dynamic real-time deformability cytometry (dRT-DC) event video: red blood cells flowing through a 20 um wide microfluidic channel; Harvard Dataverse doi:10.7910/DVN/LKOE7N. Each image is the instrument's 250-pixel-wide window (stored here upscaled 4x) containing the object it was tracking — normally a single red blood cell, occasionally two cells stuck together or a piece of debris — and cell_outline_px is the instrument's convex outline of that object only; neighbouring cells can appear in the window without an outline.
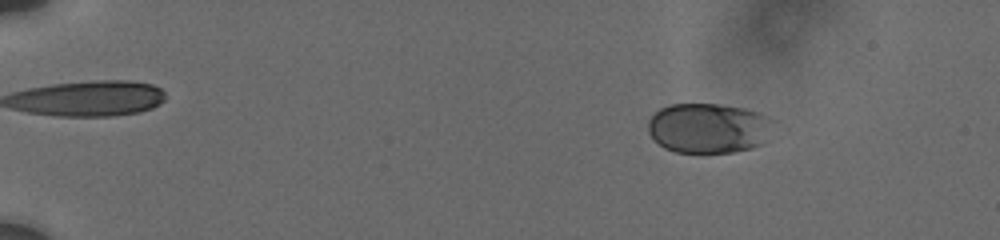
{"species": "human", "species_latin": "Homo sapiens", "temperature_condition": "cold", "stored_images_in_passage": 31, "camera_frame_rate_fps": 3000, "um_per_image_px": 0.085, "donor": {"sex": "male"}, "frame": {"image": 1, "passage_image": 14, "time_ms": 3.0, "image_size_px": [1000, 240], "cell_outline_px": [[780, 124], [768, 140], [752, 148], [732, 152], [676, 152], [664, 148], [648, 132], [648, 120], [660, 108], [668, 104], [720, 104], [744, 108], [756, 112], [776, 120]], "centroid_in_image_um": [60.32, 10.88], "position_along_channel_um": 24.7, "area_um2": 37.17}}
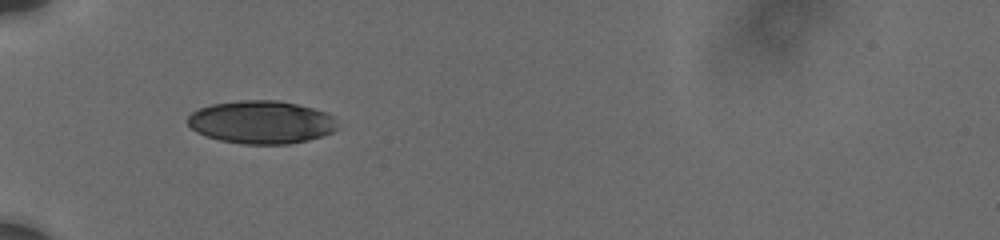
{"frame": {"image": 2, "passage_image": 30, "time_ms": 7.0, "image_size_px": [1000, 240], "cell_outline_px": [[340, 128], [332, 132], [308, 140], [288, 144], [244, 144], [220, 140], [196, 132], [188, 124], [188, 116], [192, 112], [200, 108], [212, 104], [240, 100], [280, 100], [312, 108], [324, 112], [332, 116]], "centroid_in_image_um": [22.22, 10.38], "position_along_channel_um": 62.8, "area_um2": 37.4}}